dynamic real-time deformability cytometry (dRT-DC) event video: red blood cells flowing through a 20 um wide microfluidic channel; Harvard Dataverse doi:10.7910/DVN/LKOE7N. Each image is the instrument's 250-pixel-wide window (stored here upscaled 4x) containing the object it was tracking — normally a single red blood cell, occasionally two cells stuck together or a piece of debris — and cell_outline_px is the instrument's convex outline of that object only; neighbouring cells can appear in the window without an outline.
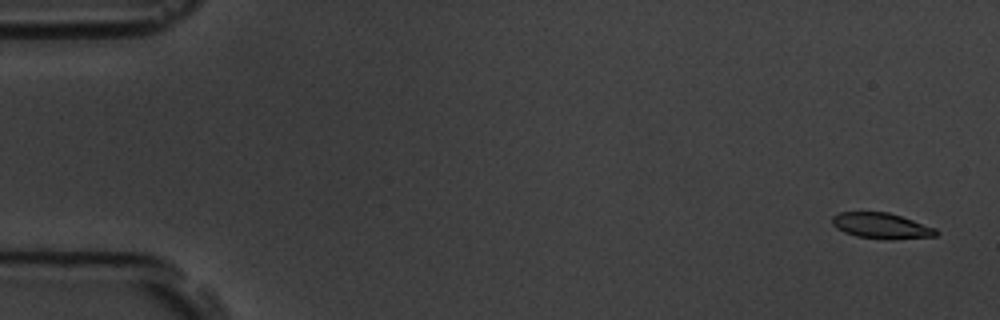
{"species": "common noctule bat (a hibernating species)", "species_latin": "Nyctalus noctula", "temperature_condition": "room temperature", "stored_images_in_passage": 5, "camera_frame_rate_fps": 3000, "um_per_image_px": 0.085, "animal": {"sex": "male", "body_mass_g": 19.5, "forearm_length_mm": 54.6}, "frame": {"image": 1, "passage_image": 1, "time_ms": 0.0, "image_size_px": [1000, 320], "cell_outline_px": [[940, 232], [936, 236], [888, 240], [856, 236], [844, 232], [836, 228], [832, 224], [832, 216], [840, 212], [888, 212], [936, 228]], "centroid_in_image_um": [74.92, 19.2], "position_along_channel_um": 10.1, "area_um2": 15.61}}
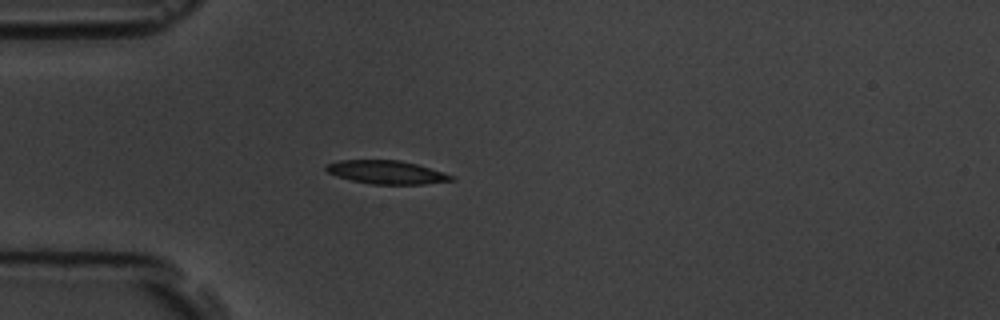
{"frame": {"image": 2, "passage_image": 5, "time_ms": 4.667, "image_size_px": [1000, 320], "cell_outline_px": [[456, 176], [452, 180], [424, 184], [372, 184], [352, 180], [336, 176], [328, 172], [324, 168], [328, 164], [340, 160], [400, 160], [416, 164]], "centroid_in_image_um": [32.85, 14.64], "position_along_channel_um": 52.1, "area_um2": 16.88}}